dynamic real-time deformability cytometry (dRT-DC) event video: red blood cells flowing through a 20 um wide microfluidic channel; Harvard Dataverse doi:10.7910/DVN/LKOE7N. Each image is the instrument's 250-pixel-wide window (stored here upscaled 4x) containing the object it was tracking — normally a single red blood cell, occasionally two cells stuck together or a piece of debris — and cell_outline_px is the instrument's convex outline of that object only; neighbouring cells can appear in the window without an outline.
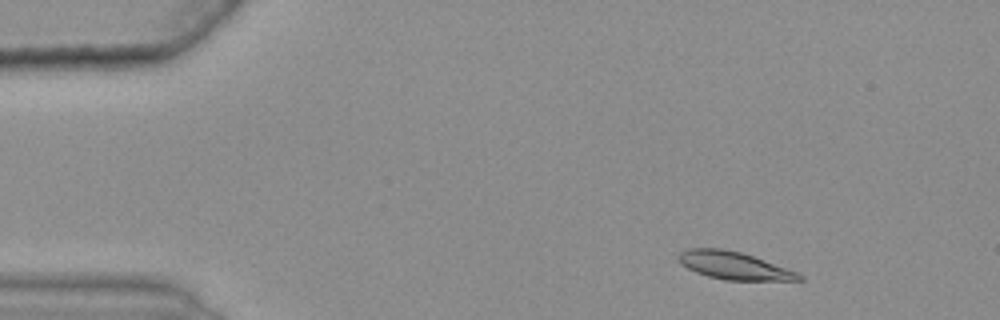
{"species": "common noctule bat (a hibernating species)", "species_latin": "Nyctalus noctula", "temperature_condition": "warm", "stored_images_in_passage": 40, "camera_frame_rate_fps": 3000, "um_per_image_px": 0.085, "animal": {"sex": "female", "body_mass_g": 25.1}, "frame": {"image": 1, "passage_image": 5, "time_ms": 1.333, "image_size_px": [1000, 320], "cell_outline_px": [[804, 280], [724, 280], [708, 276], [696, 272], [680, 264], [676, 256], [680, 252], [688, 248], [720, 248], [740, 252], [764, 260], [796, 272], [804, 276]], "centroid_in_image_um": [62.33, 22.57], "position_along_channel_um": 22.7, "area_um2": 19.25}}
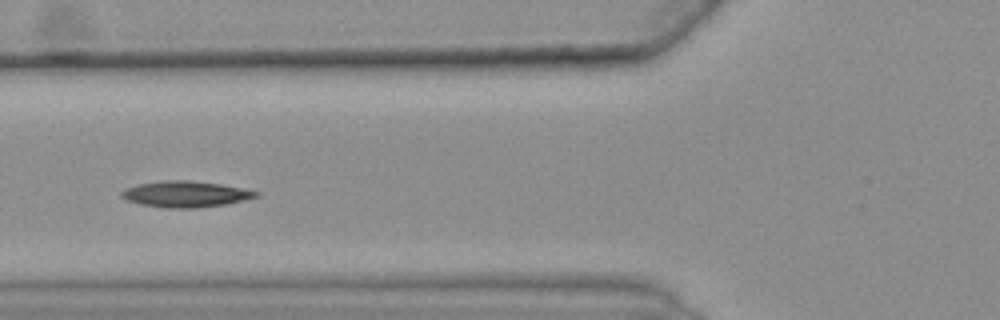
{"frame": {"image": 2, "passage_image": 19, "time_ms": 6.0, "image_size_px": [1000, 320], "cell_outline_px": [[260, 196], [244, 200], [224, 204], [196, 208], [168, 208], [140, 204], [128, 200], [120, 196], [120, 192], [136, 184], [164, 180], [188, 180], [220, 184], [260, 192]], "centroid_in_image_um": [15.76, 16.5], "position_along_channel_um": 110.0, "area_um2": 20.29}}
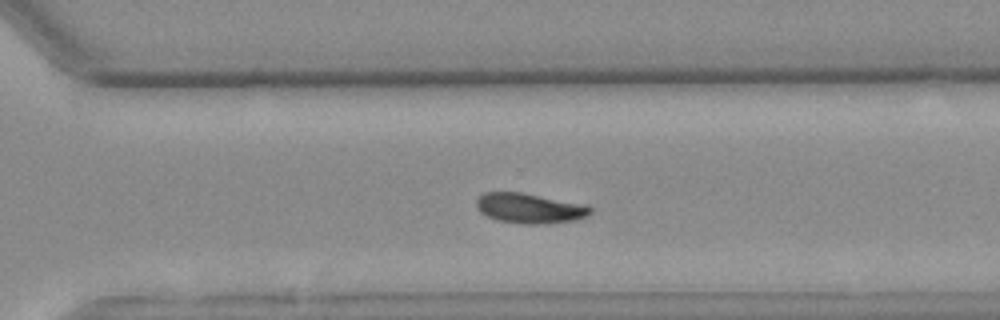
{"frame": {"image": 3, "passage_image": 37, "time_ms": 12.0, "image_size_px": [1000, 320], "cell_outline_px": [[592, 212], [576, 220], [544, 224], [520, 224], [496, 220], [480, 212], [476, 204], [476, 200], [484, 192], [520, 192], [588, 204], [592, 208]], "centroid_in_image_um": [45.03, 17.7], "position_along_channel_um": 325.6, "area_um2": 20.11}}